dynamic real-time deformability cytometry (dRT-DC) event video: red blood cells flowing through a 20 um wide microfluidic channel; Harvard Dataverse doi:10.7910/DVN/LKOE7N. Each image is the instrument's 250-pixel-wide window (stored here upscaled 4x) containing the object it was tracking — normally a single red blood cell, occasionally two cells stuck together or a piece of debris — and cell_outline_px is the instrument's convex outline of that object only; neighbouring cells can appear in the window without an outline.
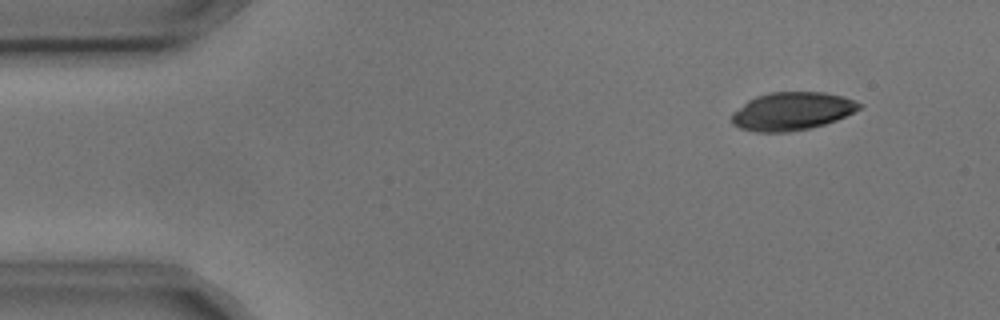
{"species": "common noctule bat (a hibernating species)", "species_latin": "Nyctalus noctula", "temperature_condition": "cold", "stored_images_in_passage": 6, "camera_frame_rate_fps": 3000, "um_per_image_px": 0.085, "animal": {"sex": "male", "body_mass_g": 17.9, "forearm_length_mm": 54.2}, "frame": {"image": 1, "passage_image": 1, "time_ms": 0.0, "image_size_px": [1000, 320], "cell_outline_px": [[864, 104], [860, 108], [836, 120], [812, 128], [788, 132], [756, 132], [740, 128], [732, 124], [732, 112], [748, 100], [756, 96], [768, 92], [824, 92], [844, 96], [856, 100]], "centroid_in_image_um": [67.32, 9.45], "position_along_channel_um": 17.7, "area_um2": 28.44}}
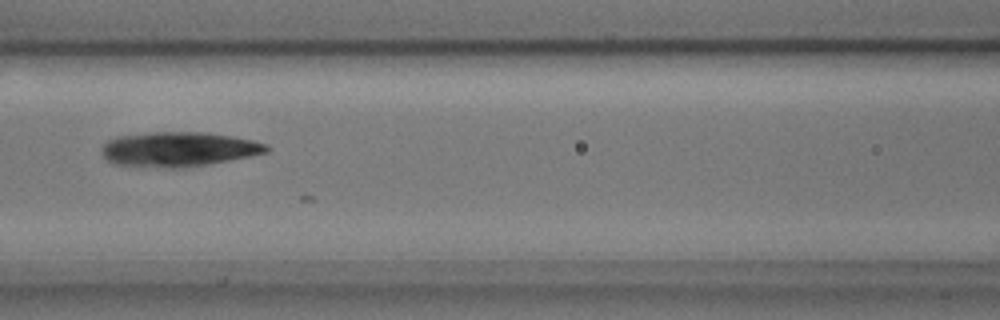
{"frame": {"image": 2, "passage_image": 6, "time_ms": 1.667, "image_size_px": [1000, 320], "cell_outline_px": [[272, 148], [268, 152], [208, 164], [180, 168], [168, 168], [116, 164], [108, 160], [104, 156], [100, 148], [108, 140], [116, 136], [152, 132], [208, 132], [232, 136], [252, 140], [268, 144]], "centroid_in_image_um": [15.19, 12.67], "position_along_channel_um": 151.4, "area_um2": 33.29}}